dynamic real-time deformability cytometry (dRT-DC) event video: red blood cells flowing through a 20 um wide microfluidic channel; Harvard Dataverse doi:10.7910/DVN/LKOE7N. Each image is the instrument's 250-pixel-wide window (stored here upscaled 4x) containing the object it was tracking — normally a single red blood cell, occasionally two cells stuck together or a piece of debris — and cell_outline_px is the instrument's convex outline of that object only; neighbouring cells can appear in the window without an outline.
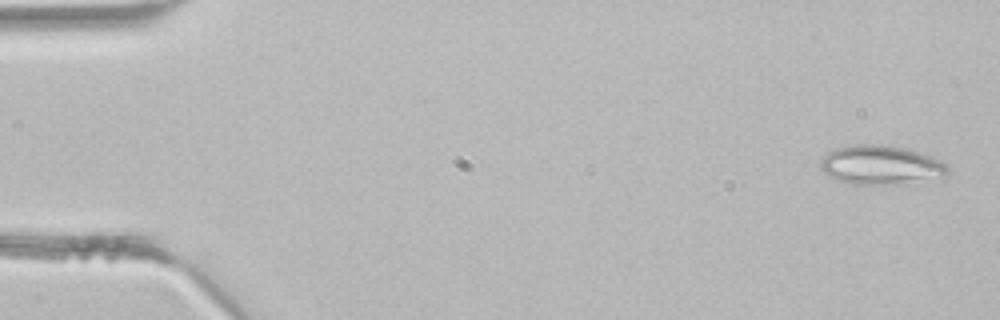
{"species": "common noctule bat (a hibernating species)", "species_latin": "Nyctalus noctula", "temperature_condition": "room temperature", "stored_images_in_passage": 3, "camera_frame_rate_fps": 3000, "um_per_image_px": 0.085, "animal": {"sex": "male", "body_mass_g": 21.5, "forearm_length_mm": 52.0}, "frame": {"image": 1, "passage_image": 1, "time_ms": 0.0, "image_size_px": [1000, 320], "cell_outline_px": [[948, 172], [944, 180], [908, 184], [852, 184], [836, 180], [828, 176], [820, 168], [820, 160], [828, 152], [836, 148], [856, 144], [888, 144], [908, 148], [932, 156], [948, 164]], "centroid_in_image_um": [74.97, 14.04], "position_along_channel_um": 10.0, "area_um2": 30.11}}